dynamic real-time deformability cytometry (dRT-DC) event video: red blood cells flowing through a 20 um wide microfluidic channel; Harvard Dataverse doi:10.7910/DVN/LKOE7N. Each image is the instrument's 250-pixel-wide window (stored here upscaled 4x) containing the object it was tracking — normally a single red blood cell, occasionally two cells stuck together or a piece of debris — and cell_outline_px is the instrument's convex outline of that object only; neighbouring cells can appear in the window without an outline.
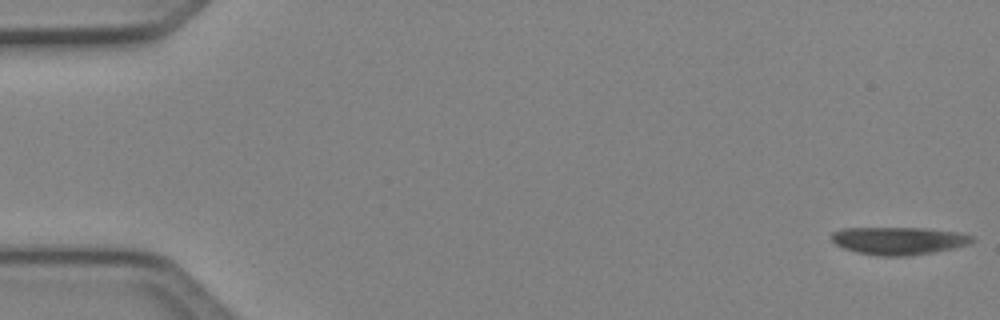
{"species": "Egyptian fruit bat (a non-hibernating species)", "species_latin": "Rousettus aegyptiacus", "temperature_condition": "cold", "stored_images_in_passage": 46, "camera_frame_rate_fps": 3000, "um_per_image_px": 0.085, "animal": {"sex": "female"}, "frame": {"image": 1, "passage_image": 1, "time_ms": 0.0, "image_size_px": [1000, 320], "cell_outline_px": [[972, 240], [968, 244], [956, 248], [908, 256], [880, 256], [860, 252], [844, 248], [836, 244], [832, 240], [832, 232], [844, 228], [924, 228], [960, 232], [972, 236]], "centroid_in_image_um": [76.41, 20.45], "position_along_channel_um": 8.6, "area_um2": 22.48}}
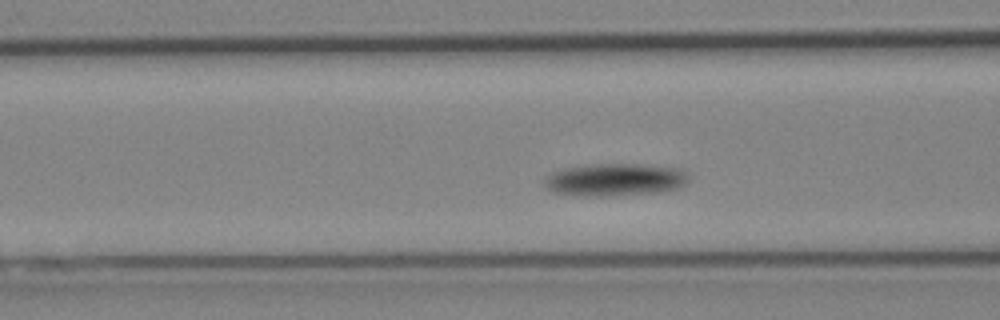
{"frame": {"image": 2, "passage_image": 19, "time_ms": 6.0, "image_size_px": [1000, 320], "cell_outline_px": [[688, 180], [680, 188], [668, 192], [612, 196], [580, 196], [552, 192], [544, 188], [544, 180], [552, 172], [564, 168], [596, 164], [636, 164], [684, 168], [688, 176]], "centroid_in_image_um": [52.32, 15.29], "position_along_channel_um": 114.3, "area_um2": 27.92}}
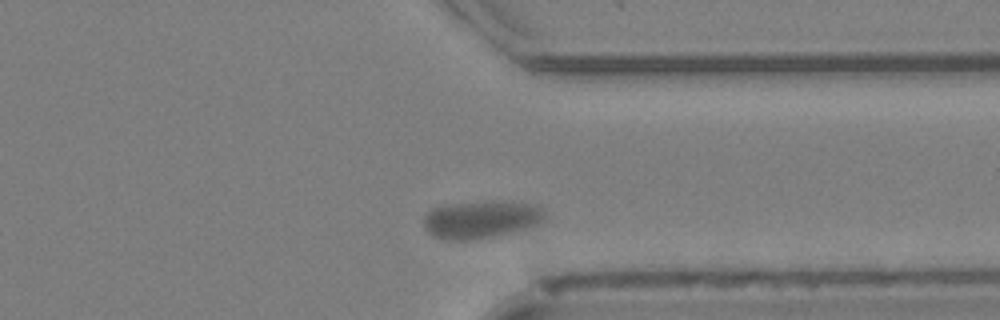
{"frame": {"image": 3, "passage_image": 41, "time_ms": 13.333, "image_size_px": [1000, 320], "cell_outline_px": [[548, 216], [540, 224], [532, 228], [516, 232], [472, 240], [448, 240], [436, 236], [428, 232], [424, 224], [424, 216], [432, 208], [444, 204], [504, 200], [536, 204]], "centroid_in_image_um": [40.97, 18.64], "position_along_channel_um": 370.4, "area_um2": 27.17}}